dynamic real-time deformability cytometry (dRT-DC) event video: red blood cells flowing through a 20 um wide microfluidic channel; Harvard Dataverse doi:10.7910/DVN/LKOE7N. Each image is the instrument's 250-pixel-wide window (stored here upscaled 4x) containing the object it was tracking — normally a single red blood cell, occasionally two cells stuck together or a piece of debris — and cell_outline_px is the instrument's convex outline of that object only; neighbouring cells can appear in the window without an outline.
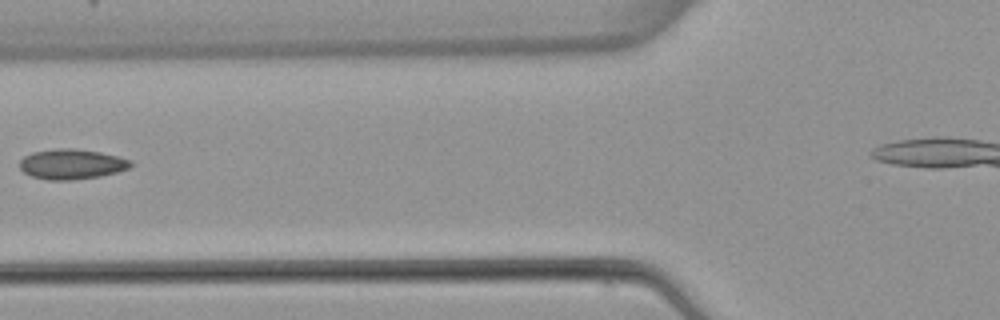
{"species": "common noctule bat (a hibernating species)", "species_latin": "Nyctalus noctula", "temperature_condition": "warm", "stored_images_in_passage": 3, "camera_frame_rate_fps": 3000, "um_per_image_px": 0.085, "animal": {"sex": "female", "body_mass_g": 22.7, "forearm_length_mm": 54.2}, "frame": {"image": 1, "passage_image": 2, "time_ms": 1.333, "image_size_px": [1000, 320], "cell_outline_px": [[132, 164], [128, 168], [116, 172], [100, 176], [68, 180], [48, 180], [32, 176], [24, 172], [20, 168], [20, 160], [24, 156], [32, 152], [56, 148], [72, 148], [100, 152], [132, 160]], "centroid_in_image_um": [6.07, 13.94], "position_along_channel_um": 119.7, "area_um2": 19.36}}
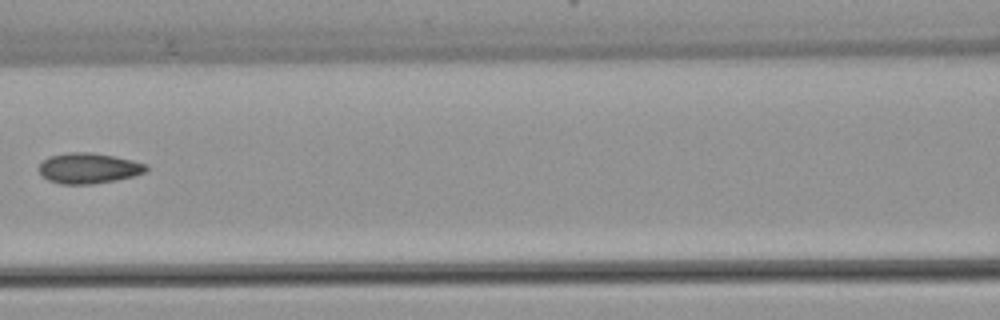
{"frame": {"image": 2, "passage_image": 3, "time_ms": 2.333, "image_size_px": [1000, 320], "cell_outline_px": [[148, 168], [144, 172], [132, 176], [116, 180], [92, 184], [60, 184], [48, 180], [36, 168], [48, 156], [68, 152], [92, 152], [132, 160], [148, 164]], "centroid_in_image_um": [7.5, 14.29], "position_along_channel_um": 159.1, "area_um2": 19.07}}